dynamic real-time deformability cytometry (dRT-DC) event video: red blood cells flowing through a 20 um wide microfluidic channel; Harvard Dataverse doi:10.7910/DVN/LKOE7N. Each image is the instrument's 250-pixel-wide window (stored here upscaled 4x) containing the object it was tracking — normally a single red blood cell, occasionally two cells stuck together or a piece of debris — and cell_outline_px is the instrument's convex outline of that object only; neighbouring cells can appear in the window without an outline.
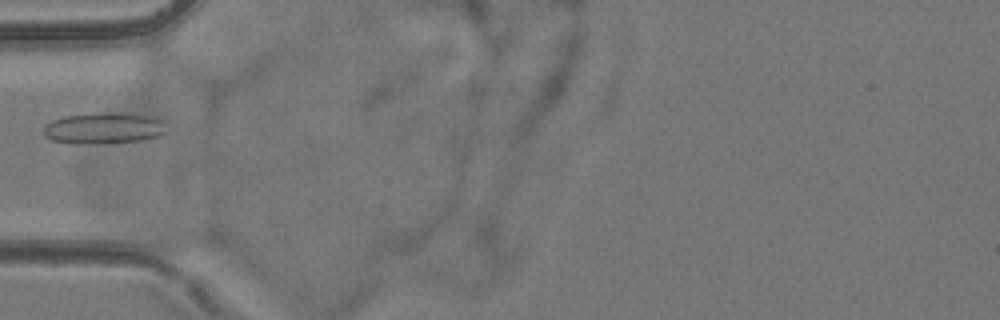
{"species": "common noctule bat (a hibernating species)", "species_latin": "Nyctalus noctula", "temperature_condition": "room temperature", "stored_images_in_passage": 8, "camera_frame_rate_fps": 3000, "um_per_image_px": 0.085, "animal": {"sex": "female", "body_mass_g": 24.6, "forearm_length_mm": 56.2}, "frame": {"image": 1, "passage_image": 6, "time_ms": 5.667, "image_size_px": [1000, 320], "cell_outline_px": [[168, 132], [160, 136], [144, 140], [100, 144], [72, 144], [52, 140], [44, 136], [44, 128], [52, 120], [64, 116], [104, 112], [124, 112], [164, 120]], "centroid_in_image_um": [8.86, 10.91], "position_along_channel_um": 76.1, "area_um2": 22.77}}
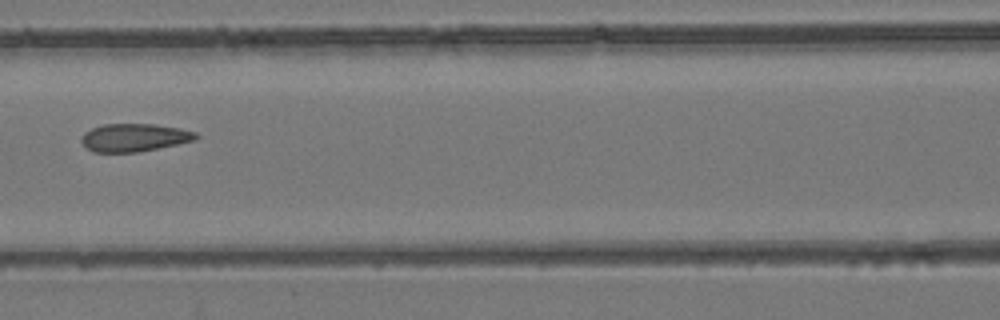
{"frame": {"image": 2, "passage_image": 8, "time_ms": 7.667, "image_size_px": [1000, 320], "cell_outline_px": [[200, 136], [196, 140], [136, 152], [92, 152], [80, 140], [84, 132], [92, 128], [104, 124], [152, 124], [180, 128], [196, 132]], "centroid_in_image_um": [11.42, 11.68], "position_along_channel_um": 155.2, "area_um2": 18.5}}